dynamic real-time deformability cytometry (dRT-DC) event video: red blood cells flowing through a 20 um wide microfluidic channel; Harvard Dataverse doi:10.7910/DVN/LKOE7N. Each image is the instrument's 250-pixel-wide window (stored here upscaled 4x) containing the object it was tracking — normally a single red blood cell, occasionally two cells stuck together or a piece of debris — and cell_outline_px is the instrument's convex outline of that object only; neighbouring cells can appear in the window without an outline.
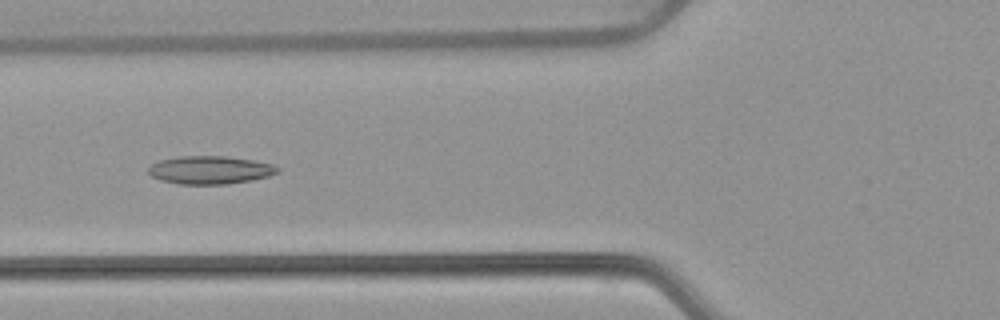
{"species": "common noctule bat (a hibernating species)", "species_latin": "Nyctalus noctula", "temperature_condition": "warm", "stored_images_in_passage": 54, "camera_frame_rate_fps": 3000, "um_per_image_px": 0.085, "animal": {"sex": "female", "body_mass_g": 22.7, "forearm_length_mm": 54.2}, "frame": {"image": 1, "passage_image": 21, "time_ms": 6.667, "image_size_px": [1000, 320], "cell_outline_px": [[280, 172], [268, 176], [252, 180], [228, 184], [180, 184], [160, 180], [152, 176], [148, 172], [148, 168], [152, 164], [160, 160], [180, 156], [224, 156], [252, 160], [272, 164], [280, 168]], "centroid_in_image_um": [17.87, 14.45], "position_along_channel_um": 107.9, "area_um2": 21.1}}
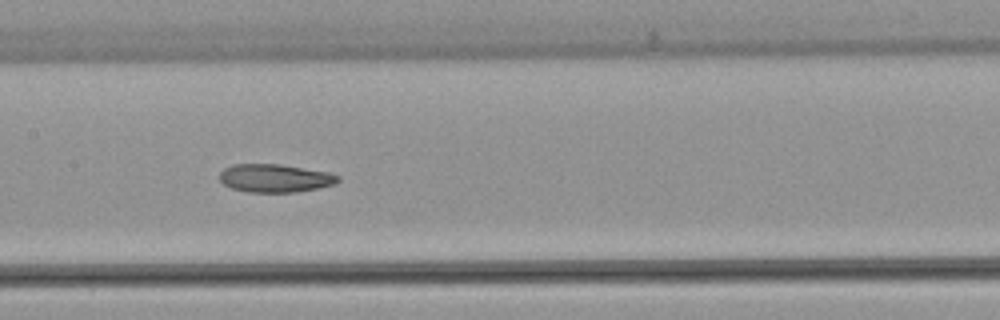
{"frame": {"image": 2, "passage_image": 27, "time_ms": 8.667, "image_size_px": [1000, 320], "cell_outline_px": [[340, 180], [332, 184], [316, 188], [296, 192], [248, 192], [232, 188], [224, 184], [220, 180], [220, 172], [224, 168], [232, 164], [280, 164], [328, 172], [340, 176]], "centroid_in_image_um": [23.35, 15.14], "position_along_channel_um": 184.1, "area_um2": 19.31}}
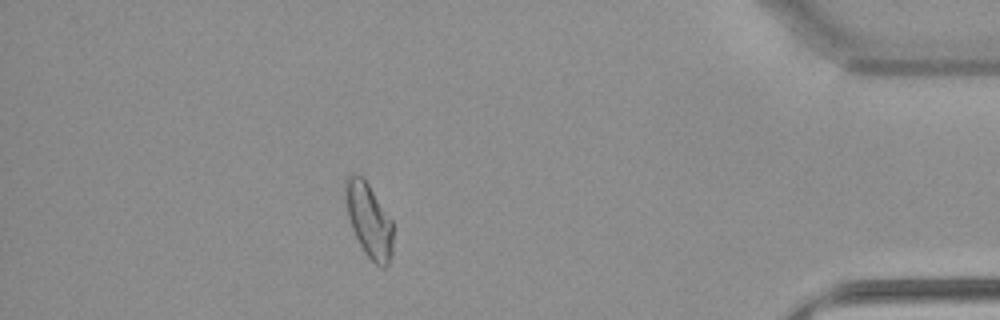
{"frame": {"image": 3, "passage_image": 48, "time_ms": 15.667, "image_size_px": [1000, 320], "cell_outline_px": [[392, 252], [388, 264], [384, 268], [380, 268], [364, 252], [352, 228], [348, 216], [344, 196], [344, 180], [352, 172], [360, 176], [368, 184], [392, 220]], "centroid_in_image_um": [31.34, 18.7], "position_along_channel_um": 403.9, "area_um2": 20.46}, "authors_computed_cell_mechanics": {"area_um2": 20.7791, "velocity_mm_per_s": 3.7897, "shape_relaxation_time_tau1_ms": null, "shape_relaxation_time_tau2_ms": 5.0544, "deformation_change_tau1": null, "deformation_change_tau2": 0.1186}}